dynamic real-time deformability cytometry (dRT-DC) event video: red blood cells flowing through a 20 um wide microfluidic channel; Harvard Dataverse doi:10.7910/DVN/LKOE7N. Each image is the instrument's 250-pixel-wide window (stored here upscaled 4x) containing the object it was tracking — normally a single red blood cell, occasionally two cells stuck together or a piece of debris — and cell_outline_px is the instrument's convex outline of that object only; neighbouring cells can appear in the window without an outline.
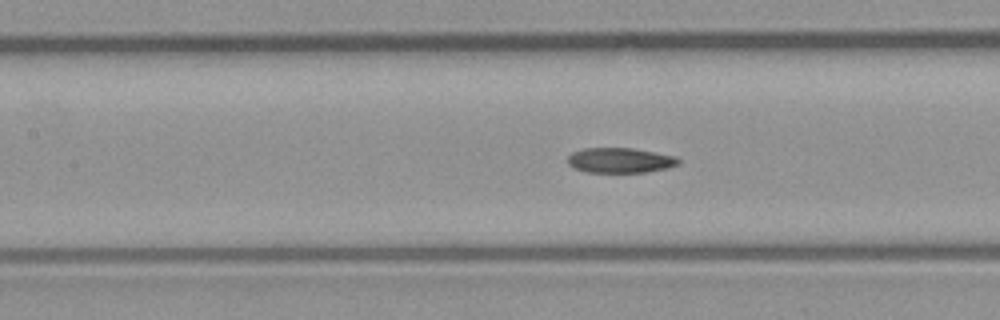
{"species": "common noctule bat (a hibernating species)", "species_latin": "Nyctalus noctula", "temperature_condition": "room temperature", "stored_images_in_passage": 36, "camera_frame_rate_fps": 3000, "um_per_image_px": 0.085, "animal": {"sex": "male", "body_mass_g": 23.1, "forearm_length_mm": 52.7}, "frame": {"image": 1, "passage_image": 6, "time_ms": 1.667, "image_size_px": [1000, 320], "cell_outline_px": [[680, 164], [668, 168], [644, 172], [588, 172], [576, 168], [568, 164], [568, 156], [572, 152], [584, 148], [632, 148], [676, 156], [680, 160]], "centroid_in_image_um": [52.73, 13.62], "position_along_channel_um": 154.7, "area_um2": 16.13}}
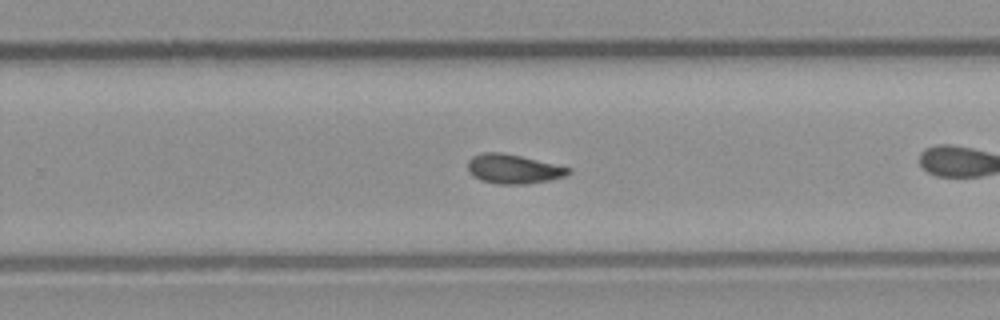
{"frame": {"image": 2, "passage_image": 16, "time_ms": 5.0, "image_size_px": [1000, 320], "cell_outline_px": [[572, 172], [564, 176], [548, 180], [524, 184], [496, 184], [480, 180], [468, 172], [468, 160], [472, 156], [484, 152], [504, 152], [572, 168]], "centroid_in_image_um": [43.61, 14.35], "position_along_channel_um": 286.2, "area_um2": 17.22}, "authors_computed_cell_mechanics": {"area_um2": 16.9065, "velocity_mm_per_s": 3.9479, "shape_relaxation_time_tau1_ms": null, "shape_relaxation_time_tau2_ms": 4.7039, "deformation_change_tau1": null, "deformation_change_tau2": 0.086}}